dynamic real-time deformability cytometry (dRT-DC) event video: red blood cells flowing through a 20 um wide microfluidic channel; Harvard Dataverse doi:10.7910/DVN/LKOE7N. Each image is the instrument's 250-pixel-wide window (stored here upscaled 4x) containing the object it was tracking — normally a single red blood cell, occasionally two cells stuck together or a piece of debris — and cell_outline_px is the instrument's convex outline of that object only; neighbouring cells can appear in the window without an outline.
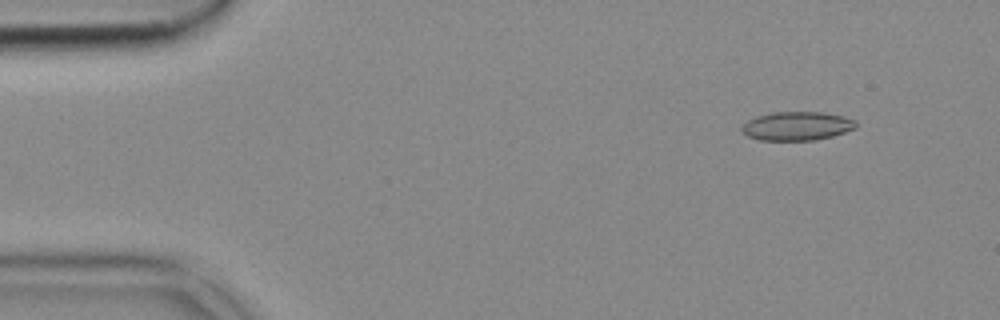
{"species": "common noctule bat (a hibernating species)", "species_latin": "Nyctalus noctula", "temperature_condition": "cold", "stored_images_in_passage": 25, "camera_frame_rate_fps": 3000, "um_per_image_px": 0.085, "animal": {"sex": "female", "body_mass_g": 18.4}, "frame": {"image": 1, "passage_image": 5, "time_ms": 1.333, "image_size_px": [1000, 320], "cell_outline_px": [[856, 128], [832, 136], [816, 140], [760, 140], [748, 136], [740, 128], [748, 120], [756, 116], [776, 112], [824, 112], [856, 120]], "centroid_in_image_um": [67.74, 10.71], "position_along_channel_um": 17.3, "area_um2": 18.96}}
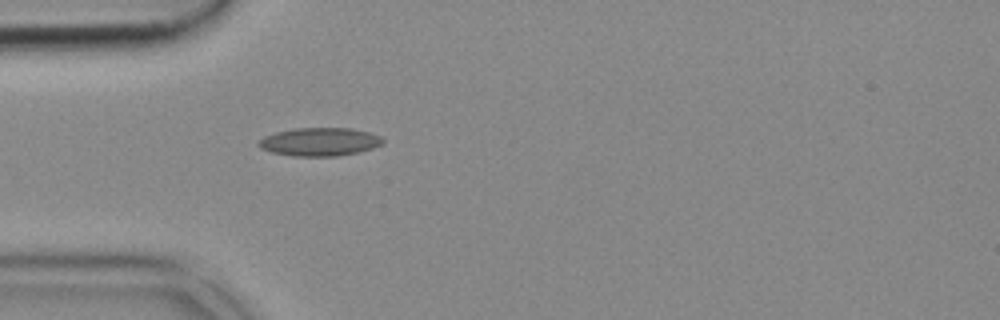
{"frame": {"image": 2, "passage_image": 15, "time_ms": 4.667, "image_size_px": [1000, 320], "cell_outline_px": [[384, 140], [380, 144], [372, 148], [356, 152], [336, 156], [292, 156], [272, 152], [260, 148], [256, 144], [264, 136], [276, 132], [292, 128], [352, 128], [368, 132], [380, 136]], "centroid_in_image_um": [27.12, 12.05], "position_along_channel_um": 57.9, "area_um2": 20.35}}
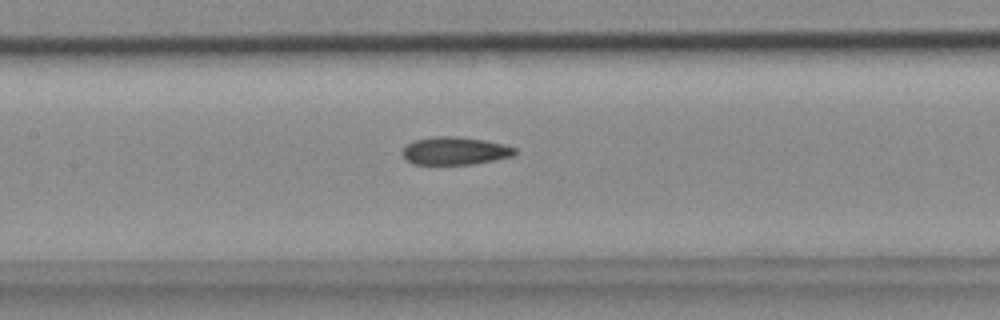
{"frame": {"image": 3, "passage_image": 24, "time_ms": 7.667, "image_size_px": [1000, 320], "cell_outline_px": [[516, 152], [512, 156], [472, 164], [412, 164], [404, 156], [404, 148], [408, 144], [416, 140], [432, 136], [456, 136], [484, 140], [504, 144], [516, 148]], "centroid_in_image_um": [38.69, 12.81], "position_along_channel_um": 168.7, "area_um2": 17.98}}